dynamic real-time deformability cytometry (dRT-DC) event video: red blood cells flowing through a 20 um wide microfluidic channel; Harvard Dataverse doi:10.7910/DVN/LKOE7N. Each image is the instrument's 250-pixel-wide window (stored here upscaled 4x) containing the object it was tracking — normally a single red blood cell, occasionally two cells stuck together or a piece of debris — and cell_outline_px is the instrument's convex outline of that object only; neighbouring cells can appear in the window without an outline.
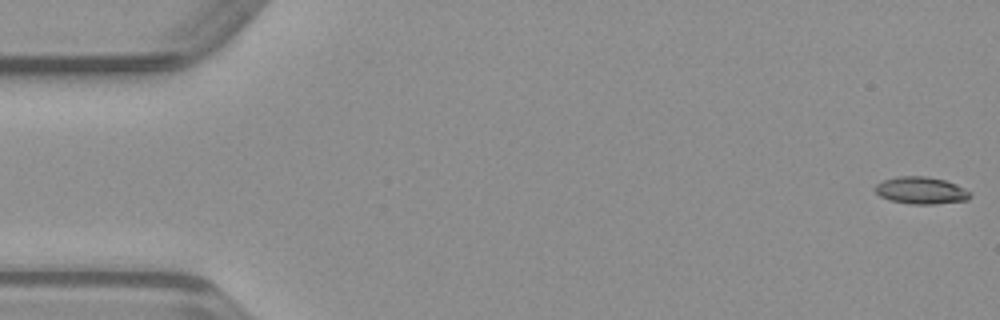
{"species": "common noctule bat (a hibernating species)", "species_latin": "Nyctalus noctula", "temperature_condition": "warm", "stored_images_in_passage": 49, "camera_frame_rate_fps": 3000, "um_per_image_px": 0.085, "animal": {"sex": "male", "body_mass_g": 23.1, "forearm_length_mm": 52.7}, "frame": {"image": 1, "passage_image": 1, "time_ms": 0.0, "image_size_px": [1000, 320], "cell_outline_px": [[972, 196], [968, 200], [936, 204], [908, 204], [892, 200], [880, 196], [872, 188], [876, 184], [884, 180], [896, 176], [924, 176], [944, 180], [956, 184], [964, 188]], "centroid_in_image_um": [78.27, 16.19], "position_along_channel_um": 6.7, "area_um2": 15.03}}
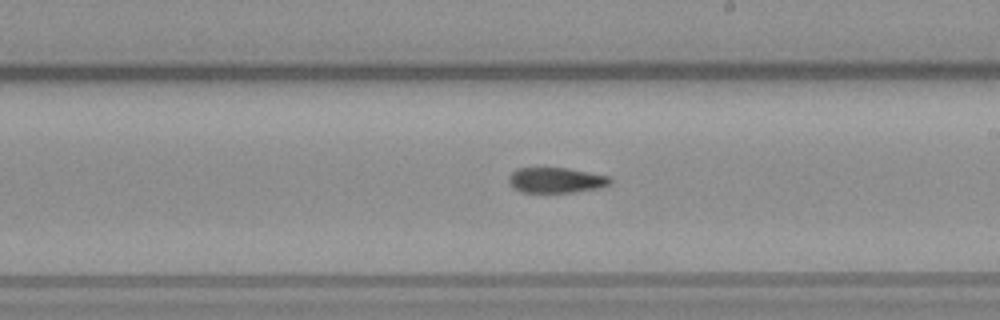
{"frame": {"image": 2, "passage_image": 28, "time_ms": 9.0, "image_size_px": [1000, 320], "cell_outline_px": [[612, 180], [608, 184], [596, 188], [572, 192], [524, 192], [516, 188], [508, 180], [508, 176], [516, 168], [568, 168], [608, 176]], "centroid_in_image_um": [47.24, 15.3], "position_along_channel_um": 241.8, "area_um2": 14.62}}
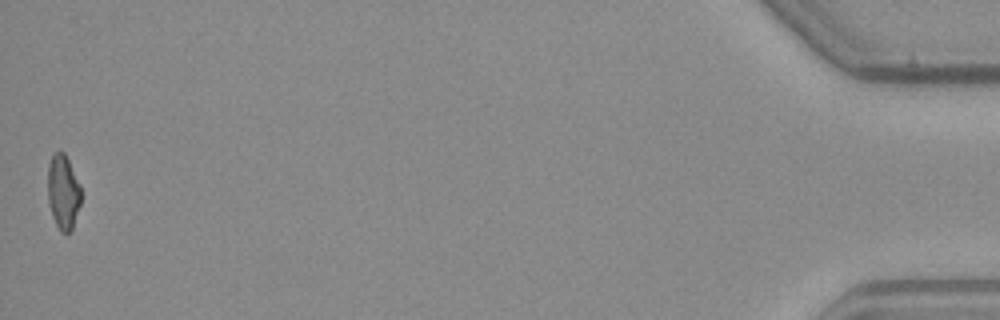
{"frame": {"image": 3, "passage_image": 49, "time_ms": 16.0, "image_size_px": [1000, 320], "cell_outline_px": [[80, 204], [72, 228], [68, 232], [60, 232], [52, 216], [48, 204], [48, 164], [52, 156], [56, 152], [64, 152], [80, 184]], "centroid_in_image_um": [5.35, 16.32], "position_along_channel_um": 429.8, "area_um2": 14.28}}